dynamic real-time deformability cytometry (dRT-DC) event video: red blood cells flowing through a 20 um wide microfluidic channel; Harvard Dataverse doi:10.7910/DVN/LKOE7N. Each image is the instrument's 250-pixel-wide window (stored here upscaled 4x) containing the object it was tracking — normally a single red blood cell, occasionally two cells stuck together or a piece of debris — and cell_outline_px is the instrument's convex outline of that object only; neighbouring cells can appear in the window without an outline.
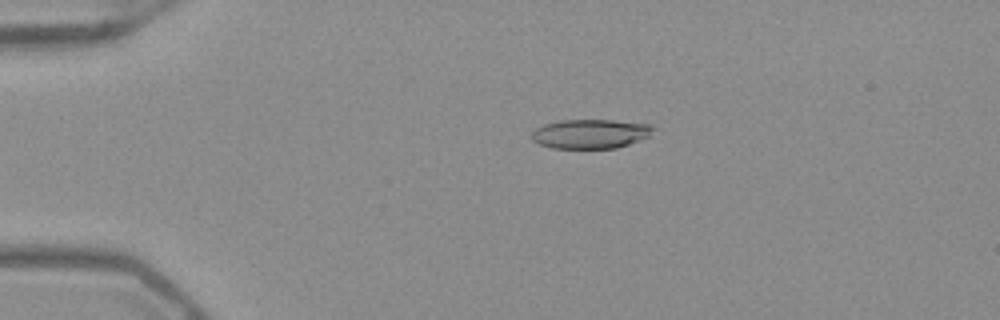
{"species": "Egyptian fruit bat (a non-hibernating species)", "species_latin": "Rousettus aegyptiacus", "temperature_condition": "warm", "stored_images_in_passage": 46, "camera_frame_rate_fps": 3000, "um_per_image_px": 0.085, "frame": {"image": 1, "passage_image": 5, "time_ms": 1.333, "image_size_px": [1000, 320], "cell_outline_px": [[656, 128], [648, 136], [628, 144], [616, 148], [552, 148], [540, 144], [532, 140], [532, 132], [536, 128], [544, 124], [560, 120], [612, 120], [652, 124]], "centroid_in_image_um": [50.19, 11.36], "position_along_channel_um": 34.8, "area_um2": 20.69}}
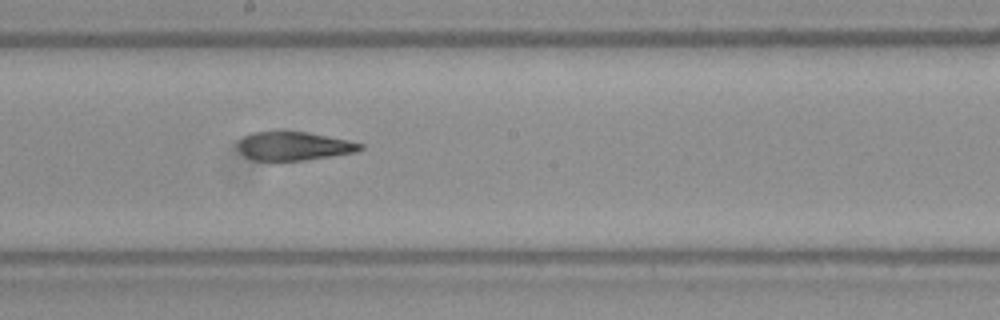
{"frame": {"image": 2, "passage_image": 23, "time_ms": 7.333, "image_size_px": [1000, 320], "cell_outline_px": [[364, 148], [356, 152], [304, 160], [252, 160], [244, 156], [240, 152], [236, 144], [244, 136], [252, 132], [284, 128], [308, 132], [348, 140], [364, 144]], "centroid_in_image_um": [24.93, 12.36], "position_along_channel_um": 223.3, "area_um2": 21.1}}
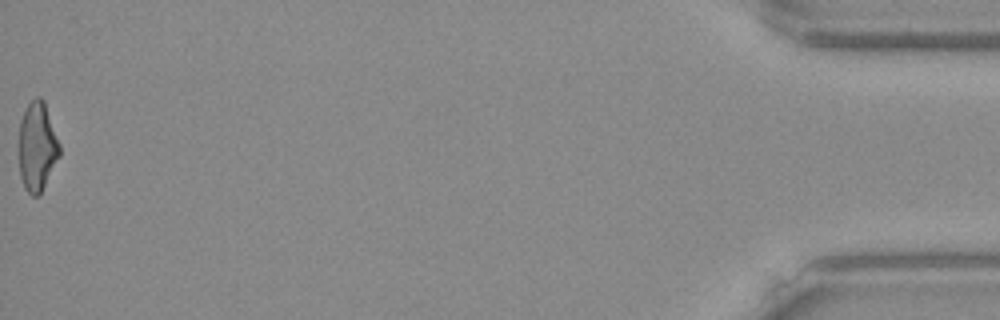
{"frame": {"image": 3, "passage_image": 46, "time_ms": 15.0, "image_size_px": [1000, 320], "cell_outline_px": [[60, 156], [40, 192], [36, 196], [32, 196], [24, 188], [20, 176], [16, 148], [16, 144], [20, 120], [28, 104], [36, 96], [40, 96], [44, 100], [60, 144]], "centroid_in_image_um": [3.11, 12.44], "position_along_channel_um": 432.1, "area_um2": 21.68}, "authors_computed_cell_mechanics": {"area_um2": 21.7906, "velocity_mm_per_s": 3.9572, "shape_relaxation_time_tau1_ms": 8.2226, "shape_relaxation_time_tau2_ms": 3.0322, "deformation_change_tau1": 0.2739, "deformation_change_tau2": 0.1434}}